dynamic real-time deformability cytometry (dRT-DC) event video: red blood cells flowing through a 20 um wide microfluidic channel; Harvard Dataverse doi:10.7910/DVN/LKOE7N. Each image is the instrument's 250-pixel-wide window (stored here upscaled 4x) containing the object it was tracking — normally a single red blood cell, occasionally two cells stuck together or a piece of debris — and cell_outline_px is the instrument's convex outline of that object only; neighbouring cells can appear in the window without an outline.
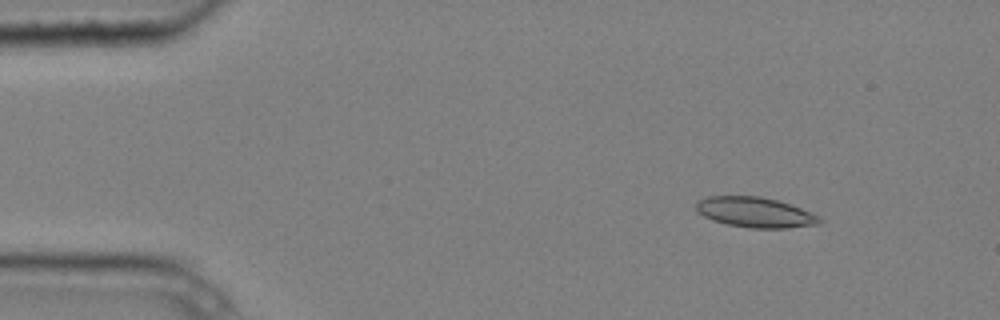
{"species": "common noctule bat (a hibernating species)", "species_latin": "Nyctalus noctula", "temperature_condition": "cold", "stored_images_in_passage": 9, "camera_frame_rate_fps": 3000, "um_per_image_px": 0.085, "animal": {"sex": "male", "body_mass_g": 20.4}, "frame": {"image": 1, "passage_image": 2, "time_ms": 0.333, "image_size_px": [1000, 320], "cell_outline_px": [[824, 220], [820, 224], [788, 228], [748, 228], [728, 224], [712, 220], [696, 212], [696, 200], [708, 196], [760, 196], [776, 200], [800, 208], [820, 216]], "centroid_in_image_um": [64.17, 18.05], "position_along_channel_um": 20.8, "area_um2": 21.85}}
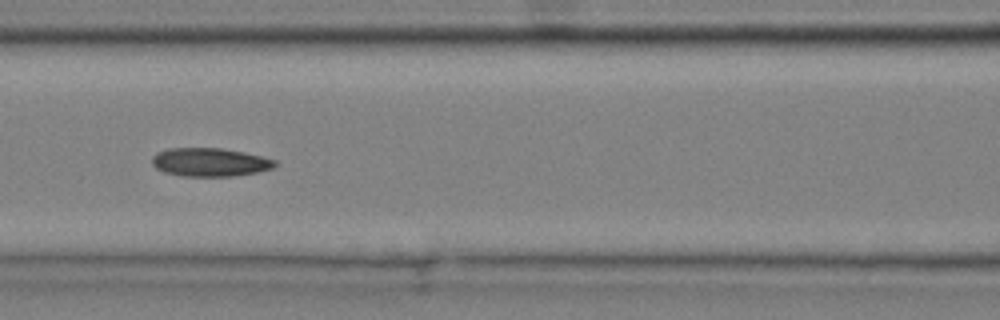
{"frame": {"image": 2, "passage_image": 7, "time_ms": 2.0, "image_size_px": [1000, 320], "cell_outline_px": [[276, 164], [272, 168], [256, 172], [232, 176], [180, 176], [164, 172], [156, 168], [152, 164], [152, 156], [156, 152], [168, 148], [220, 148], [244, 152], [264, 156], [276, 160]], "centroid_in_image_um": [17.82, 13.78], "position_along_channel_um": 148.8, "area_um2": 20.46}}
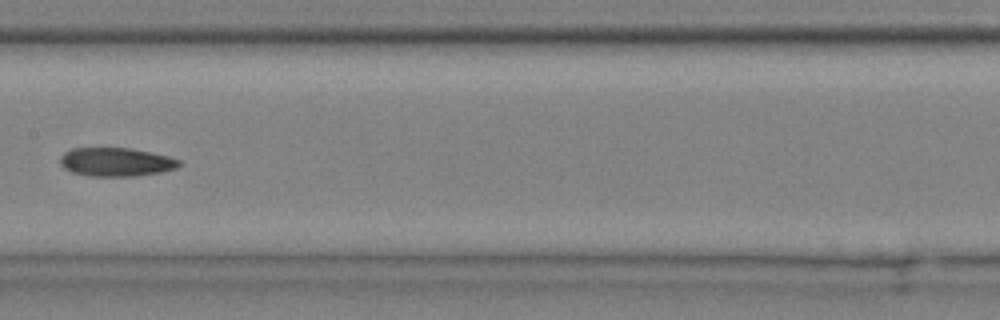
{"frame": {"image": 3, "passage_image": 8, "time_ms": 2.333, "image_size_px": [1000, 320], "cell_outline_px": [[180, 164], [176, 168], [160, 172], [132, 176], [88, 176], [72, 172], [64, 168], [60, 164], [60, 156], [64, 152], [72, 148], [132, 148], [152, 152], [168, 156], [180, 160]], "centroid_in_image_um": [9.84, 13.76], "position_along_channel_um": 197.6, "area_um2": 19.88}}